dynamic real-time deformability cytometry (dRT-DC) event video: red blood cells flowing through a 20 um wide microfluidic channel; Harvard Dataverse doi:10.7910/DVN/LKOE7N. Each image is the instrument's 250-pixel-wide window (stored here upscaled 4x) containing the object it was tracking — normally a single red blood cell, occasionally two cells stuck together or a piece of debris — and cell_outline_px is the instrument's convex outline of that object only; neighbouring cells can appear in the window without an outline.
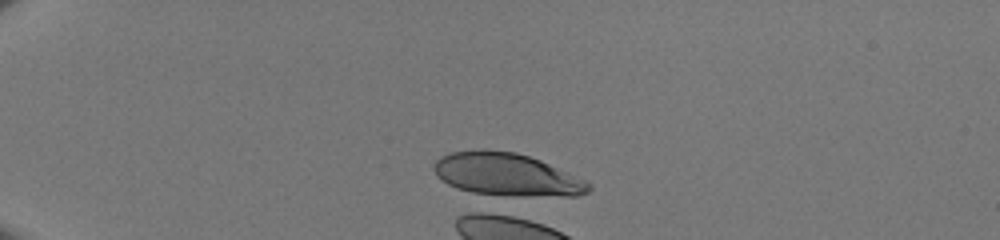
{"species": "human", "species_latin": "Homo sapiens", "temperature_condition": "room temperature", "stored_images_in_passage": 1, "camera_frame_rate_fps": 3000, "um_per_image_px": 0.085, "donor": {"sex": "male"}, "frame": {"image": 1, "passage_image": 1, "time_ms": 0.0, "image_size_px": [1000, 240], "cell_outline_px": [[592, 188], [588, 192], [576, 196], [480, 196], [456, 188], [448, 184], [436, 176], [432, 168], [436, 160], [440, 156], [452, 152], [480, 148], [484, 148], [516, 152], [540, 160], [588, 180], [592, 184]], "centroid_in_image_um": [43.06, 14.85], "position_along_channel_um": 41.9, "area_um2": 39.65}}